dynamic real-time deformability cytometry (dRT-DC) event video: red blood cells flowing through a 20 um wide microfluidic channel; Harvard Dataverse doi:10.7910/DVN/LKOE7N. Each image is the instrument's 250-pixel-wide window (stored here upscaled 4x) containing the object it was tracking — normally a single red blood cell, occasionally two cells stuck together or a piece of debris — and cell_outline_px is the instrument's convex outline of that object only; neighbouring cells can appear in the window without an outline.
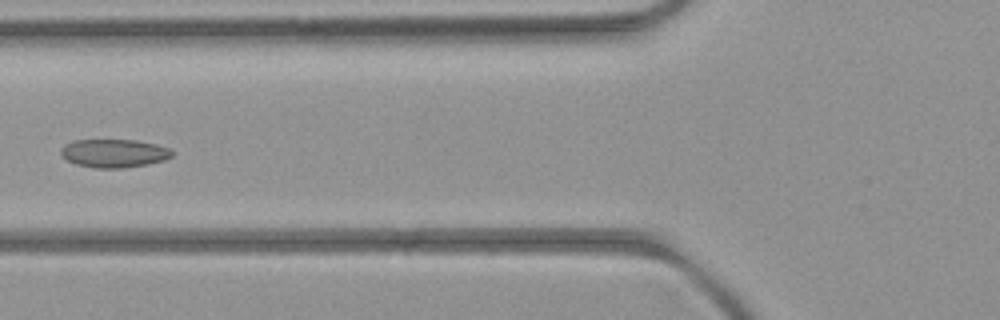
{"species": "common noctule bat (a hibernating species)", "species_latin": "Nyctalus noctula", "temperature_condition": "room temperature", "stored_images_in_passage": 5, "camera_frame_rate_fps": 3000, "um_per_image_px": 0.085, "animal": {"sex": "female", "body_mass_g": 21.9}, "frame": {"image": 1, "passage_image": 4, "time_ms": 4.333, "image_size_px": [1000, 320], "cell_outline_px": [[172, 156], [164, 160], [148, 164], [120, 168], [96, 168], [76, 164], [68, 160], [60, 152], [60, 148], [64, 144], [72, 140], [136, 140], [156, 144], [168, 148], [172, 152]], "centroid_in_image_um": [9.67, 13.02], "position_along_channel_um": 116.1, "area_um2": 18.26}}
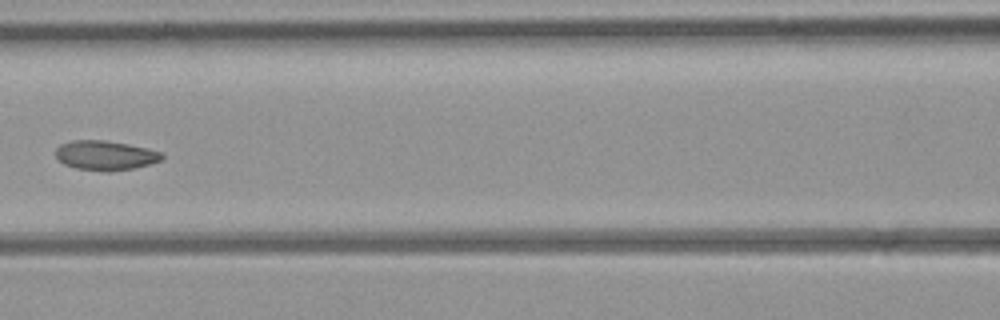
{"frame": {"image": 2, "passage_image": 5, "time_ms": 5.333, "image_size_px": [1000, 320], "cell_outline_px": [[164, 156], [160, 160], [148, 164], [132, 168], [108, 172], [104, 172], [76, 168], [64, 164], [56, 156], [56, 148], [60, 144], [72, 140], [104, 140], [128, 144], [148, 148], [164, 152]], "centroid_in_image_um": [8.95, 13.2], "position_along_channel_um": 157.6, "area_um2": 18.32}}